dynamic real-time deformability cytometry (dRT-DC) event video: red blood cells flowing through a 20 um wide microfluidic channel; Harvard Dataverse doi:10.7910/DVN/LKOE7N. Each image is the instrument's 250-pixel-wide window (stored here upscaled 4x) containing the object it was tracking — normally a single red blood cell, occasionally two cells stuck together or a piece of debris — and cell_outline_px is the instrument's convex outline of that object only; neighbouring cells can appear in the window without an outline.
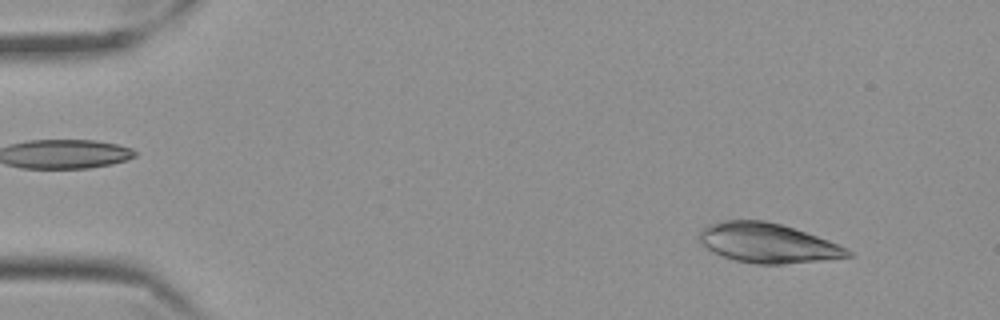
{"species": "Egyptian fruit bat (a non-hibernating species)", "species_latin": "Rousettus aegyptiacus", "temperature_condition": "cold", "stored_images_in_passage": 56, "camera_frame_rate_fps": 3000, "um_per_image_px": 0.085, "frame": {"image": 1, "passage_image": 5, "time_ms": 1.333, "image_size_px": [1000, 320], "cell_outline_px": [[856, 256], [784, 264], [756, 264], [736, 260], [712, 252], [700, 240], [700, 232], [708, 224], [724, 220], [764, 220], [780, 224], [828, 240], [852, 252]], "centroid_in_image_um": [65.25, 20.66], "position_along_channel_um": 19.8, "area_um2": 33.7}}
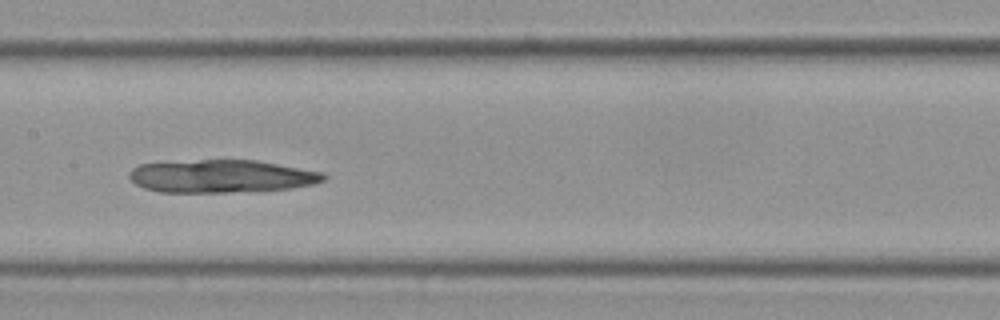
{"frame": {"image": 2, "passage_image": 28, "time_ms": 9.0, "image_size_px": [1000, 320], "cell_outline_px": [[328, 176], [324, 180], [312, 184], [288, 188], [228, 192], [160, 192], [144, 188], [136, 184], [128, 176], [128, 172], [132, 168], [140, 164], [200, 160], [256, 160], [324, 172]], "centroid_in_image_um": [18.81, 14.97], "position_along_channel_um": 188.6, "area_um2": 36.93}}
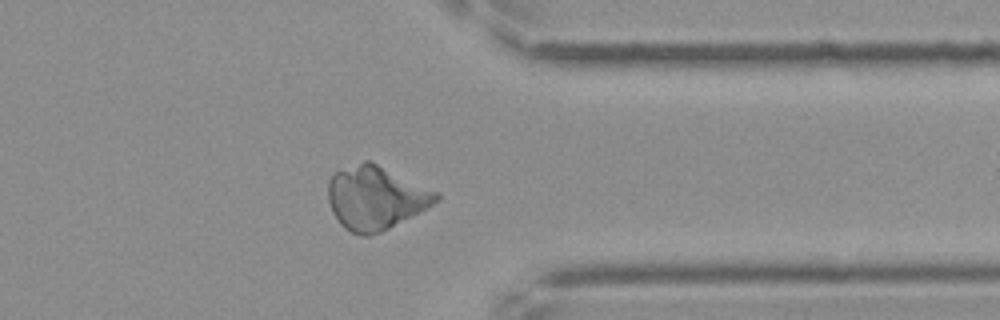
{"frame": {"image": 3, "passage_image": 45, "time_ms": 14.667, "image_size_px": [1000, 320], "cell_outline_px": [[440, 196], [432, 204], [388, 228], [380, 232], [368, 236], [360, 236], [344, 228], [340, 224], [332, 212], [328, 200], [328, 180], [336, 172], [364, 160], [368, 160], [440, 192]], "centroid_in_image_um": [31.89, 16.81], "position_along_channel_um": 379.5, "area_um2": 39.42}}